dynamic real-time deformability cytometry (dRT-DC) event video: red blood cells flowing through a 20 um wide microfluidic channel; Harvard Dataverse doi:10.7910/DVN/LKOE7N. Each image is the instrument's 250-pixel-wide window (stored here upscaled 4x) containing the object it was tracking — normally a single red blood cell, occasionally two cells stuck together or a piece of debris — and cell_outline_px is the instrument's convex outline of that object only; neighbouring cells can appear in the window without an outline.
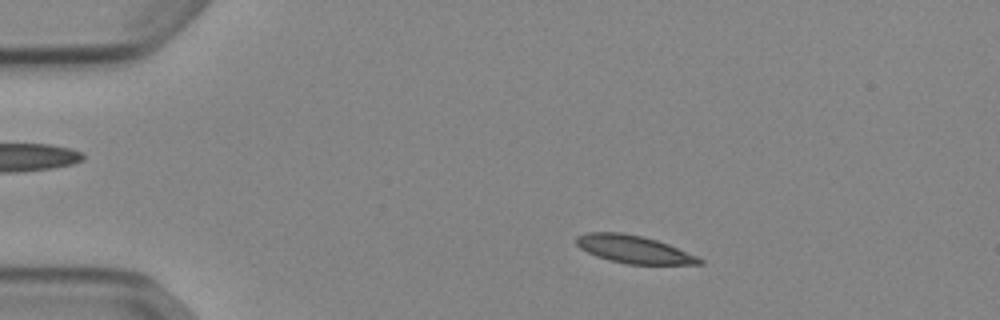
{"species": "Egyptian fruit bat (a non-hibernating species)", "species_latin": "Rousettus aegyptiacus", "temperature_condition": "cold", "stored_images_in_passage": 51, "camera_frame_rate_fps": 3000, "um_per_image_px": 0.085, "animal": {"sex": "female"}, "frame": {"image": 1, "passage_image": 8, "time_ms": 2.333, "image_size_px": [1000, 320], "cell_outline_px": [[704, 264], [628, 264], [608, 260], [596, 256], [580, 248], [576, 244], [576, 236], [588, 232], [620, 232], [644, 236], [668, 244], [696, 256], [704, 260]], "centroid_in_image_um": [53.85, 21.18], "position_along_channel_um": 31.2, "area_um2": 19.83}}
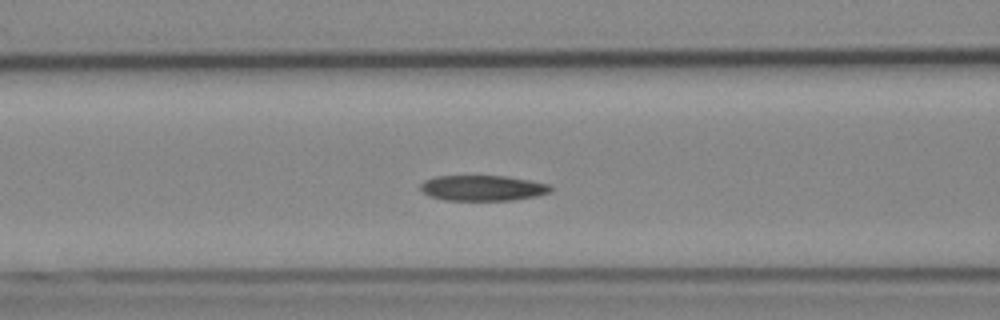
{"frame": {"image": 2, "passage_image": 20, "time_ms": 6.333, "image_size_px": [1000, 320], "cell_outline_px": [[552, 192], [536, 196], [512, 200], [444, 200], [428, 196], [420, 188], [420, 184], [424, 180], [436, 176], [504, 176], [528, 180], [548, 184], [552, 188]], "centroid_in_image_um": [41.0, 15.98], "position_along_channel_um": 125.6, "area_um2": 19.31}}
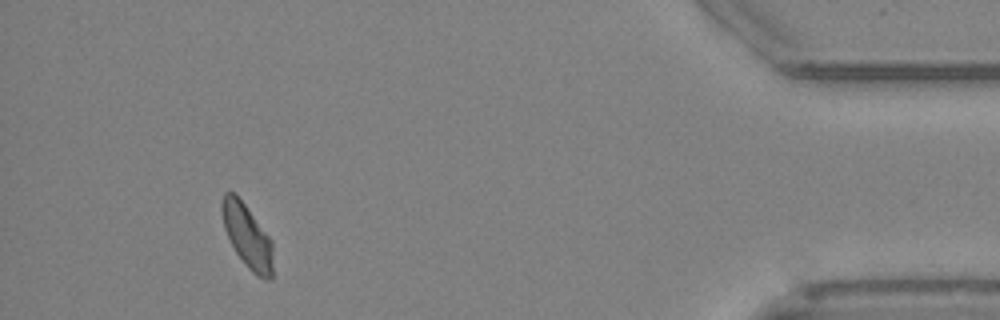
{"frame": {"image": 3, "passage_image": 47, "time_ms": 15.333, "image_size_px": [1000, 320], "cell_outline_px": [[272, 280], [264, 280], [256, 276], [248, 268], [236, 252], [224, 228], [220, 208], [220, 204], [224, 192], [236, 192], [272, 240]], "centroid_in_image_um": [21.01, 20.04], "position_along_channel_um": 414.2, "area_um2": 19.07}}